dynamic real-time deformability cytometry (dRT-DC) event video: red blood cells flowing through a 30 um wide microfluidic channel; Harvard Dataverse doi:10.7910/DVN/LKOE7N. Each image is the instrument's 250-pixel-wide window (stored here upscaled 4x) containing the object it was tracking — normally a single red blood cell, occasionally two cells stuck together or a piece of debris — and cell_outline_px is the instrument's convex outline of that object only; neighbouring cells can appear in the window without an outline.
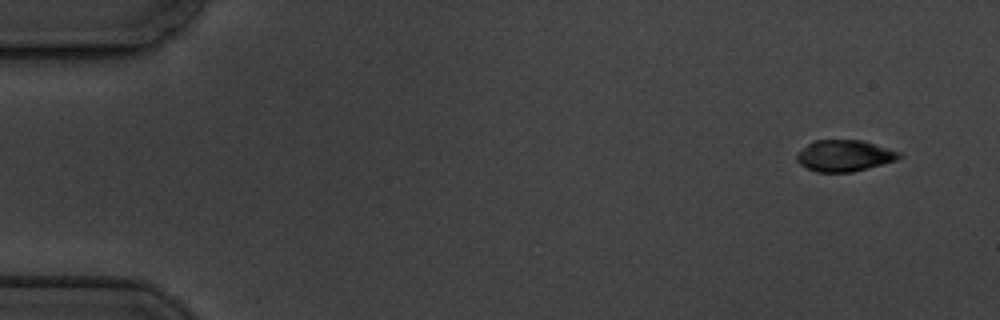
{"species": "common noctule bat (a hibernating species)", "species_latin": "Nyctalus noctula", "temperature_condition": "cold", "stored_images_in_passage": 5, "camera_frame_rate_fps": 3000, "um_per_image_px": 0.085, "animal": {"sex": "male", "body_mass_g": 19.5, "forearm_length_mm": 54.6}, "frame": {"image": 1, "passage_image": 1, "time_ms": 0.0, "image_size_px": [1000, 320], "cell_outline_px": [[904, 156], [896, 160], [852, 172], [816, 172], [800, 164], [796, 160], [796, 156], [808, 144], [816, 140], [864, 140], [904, 152]], "centroid_in_image_um": [71.85, 13.22], "position_along_channel_um": 13.1, "area_um2": 18.79}}
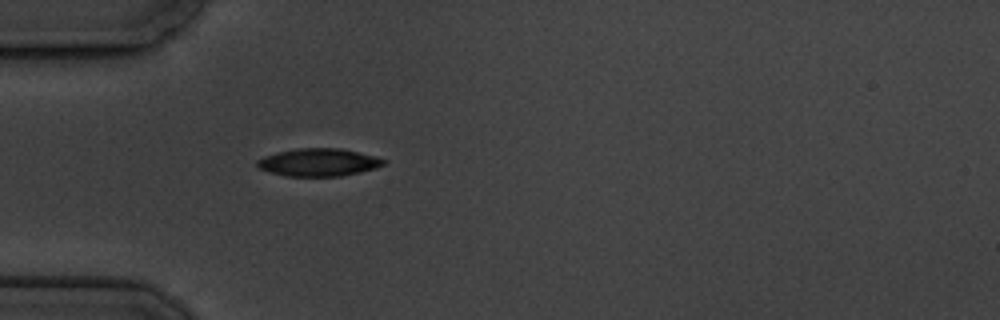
{"frame": {"image": 2, "passage_image": 5, "time_ms": 4.667, "image_size_px": [1000, 320], "cell_outline_px": [[388, 160], [384, 164], [376, 168], [360, 172], [340, 176], [288, 176], [272, 172], [260, 168], [256, 164], [256, 160], [264, 156], [280, 152], [300, 148], [340, 148], [376, 156]], "centroid_in_image_um": [27.13, 13.79], "position_along_channel_um": 57.9, "area_um2": 20.23}}